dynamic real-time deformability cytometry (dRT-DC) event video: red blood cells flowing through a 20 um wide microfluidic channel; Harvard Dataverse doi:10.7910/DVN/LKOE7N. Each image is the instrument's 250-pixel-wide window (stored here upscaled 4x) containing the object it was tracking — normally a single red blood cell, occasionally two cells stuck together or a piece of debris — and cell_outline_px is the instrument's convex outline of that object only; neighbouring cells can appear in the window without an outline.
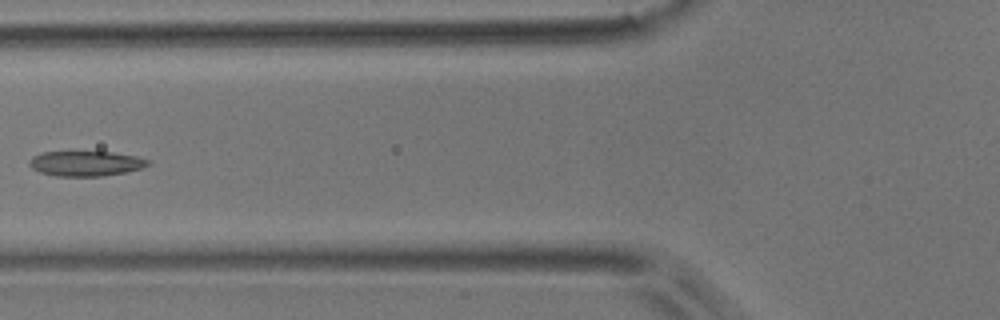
{"species": "common noctule bat (a hibernating species)", "species_latin": "Nyctalus noctula", "temperature_condition": "room temperature", "stored_images_in_passage": 6, "camera_frame_rate_fps": 3000, "um_per_image_px": 0.085, "animal": {"sex": "male", "body_mass_g": 17.9}, "frame": {"image": 1, "passage_image": 5, "time_ms": 4.667, "image_size_px": [1000, 320], "cell_outline_px": [[152, 160], [148, 164], [140, 168], [124, 172], [100, 176], [56, 176], [40, 172], [32, 168], [28, 164], [28, 160], [32, 156], [40, 152], [112, 152], [136, 156]], "centroid_in_image_um": [7.25, 13.89], "position_along_channel_um": 118.6, "area_um2": 17.28}}
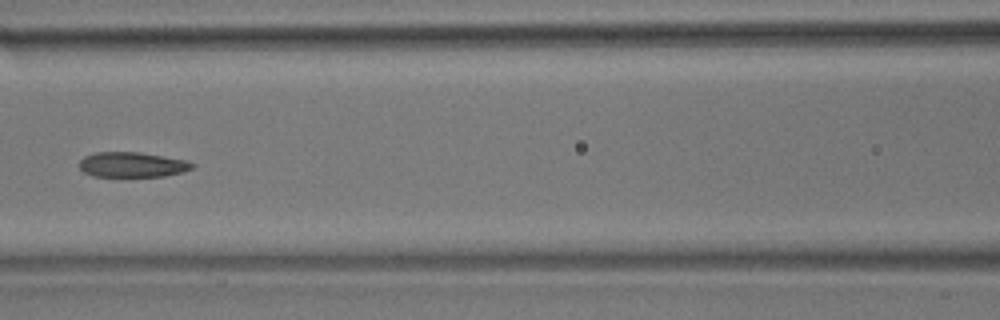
{"frame": {"image": 2, "passage_image": 6, "time_ms": 5.667, "image_size_px": [1000, 320], "cell_outline_px": [[196, 164], [192, 168], [184, 172], [164, 176], [92, 176], [84, 172], [80, 168], [80, 160], [84, 156], [96, 152], [140, 152], [184, 160]], "centroid_in_image_um": [11.23, 13.99], "position_along_channel_um": 155.4, "area_um2": 16.42}}